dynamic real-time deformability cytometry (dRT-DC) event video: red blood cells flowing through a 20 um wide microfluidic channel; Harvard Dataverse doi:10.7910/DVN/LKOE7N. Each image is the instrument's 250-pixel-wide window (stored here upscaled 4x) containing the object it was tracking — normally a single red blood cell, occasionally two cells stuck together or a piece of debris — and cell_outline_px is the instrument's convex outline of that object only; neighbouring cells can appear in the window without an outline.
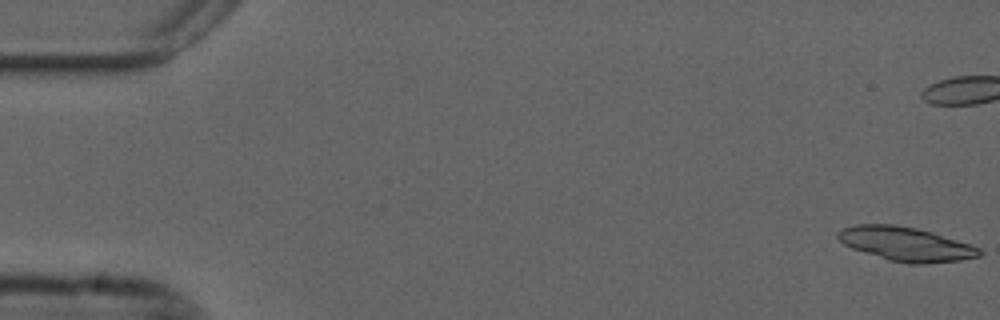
{"species": "common noctule bat (a hibernating species)", "species_latin": "Nyctalus noctula", "temperature_condition": "cold", "stored_images_in_passage": 2, "camera_frame_rate_fps": 3000, "um_per_image_px": 0.085, "animal": {"sex": "male", "forearm_length_mm": 52.5}, "frame": {"image": 1, "passage_image": 1, "time_ms": 0.0, "image_size_px": [1000, 320], "cell_outline_px": [[984, 252], [980, 256], [960, 260], [924, 264], [908, 264], [888, 260], [852, 248], [844, 244], [836, 236], [836, 232], [844, 228], [856, 224], [892, 224], [916, 228], [932, 232], [980, 248]], "centroid_in_image_um": [76.99, 20.74], "position_along_channel_um": 8.0, "area_um2": 27.92}}